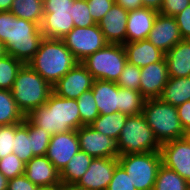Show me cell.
I'll list each match as a JSON object with an SVG mask.
<instances>
[{"mask_svg":"<svg viewBox=\"0 0 190 190\" xmlns=\"http://www.w3.org/2000/svg\"><path fill=\"white\" fill-rule=\"evenodd\" d=\"M91 90L100 115L118 112L119 86L116 82L94 80Z\"/></svg>","mask_w":190,"mask_h":190,"instance_id":"cell-21","label":"cell"},{"mask_svg":"<svg viewBox=\"0 0 190 190\" xmlns=\"http://www.w3.org/2000/svg\"><path fill=\"white\" fill-rule=\"evenodd\" d=\"M128 115L122 112H114L107 115H99L91 124L90 126L104 134L113 138L114 140L119 139L120 132L125 125Z\"/></svg>","mask_w":190,"mask_h":190,"instance_id":"cell-27","label":"cell"},{"mask_svg":"<svg viewBox=\"0 0 190 190\" xmlns=\"http://www.w3.org/2000/svg\"><path fill=\"white\" fill-rule=\"evenodd\" d=\"M9 180L0 172V190H8Z\"/></svg>","mask_w":190,"mask_h":190,"instance_id":"cell-50","label":"cell"},{"mask_svg":"<svg viewBox=\"0 0 190 190\" xmlns=\"http://www.w3.org/2000/svg\"><path fill=\"white\" fill-rule=\"evenodd\" d=\"M184 138L186 139V141H187V142L189 143V145H190V130L185 132Z\"/></svg>","mask_w":190,"mask_h":190,"instance_id":"cell-53","label":"cell"},{"mask_svg":"<svg viewBox=\"0 0 190 190\" xmlns=\"http://www.w3.org/2000/svg\"><path fill=\"white\" fill-rule=\"evenodd\" d=\"M13 0H0V11H10Z\"/></svg>","mask_w":190,"mask_h":190,"instance_id":"cell-49","label":"cell"},{"mask_svg":"<svg viewBox=\"0 0 190 190\" xmlns=\"http://www.w3.org/2000/svg\"><path fill=\"white\" fill-rule=\"evenodd\" d=\"M127 62L142 68L149 64L162 61L165 53L155 47L148 39L123 44Z\"/></svg>","mask_w":190,"mask_h":190,"instance_id":"cell-20","label":"cell"},{"mask_svg":"<svg viewBox=\"0 0 190 190\" xmlns=\"http://www.w3.org/2000/svg\"><path fill=\"white\" fill-rule=\"evenodd\" d=\"M189 5L190 0H163L159 14L174 17Z\"/></svg>","mask_w":190,"mask_h":190,"instance_id":"cell-42","label":"cell"},{"mask_svg":"<svg viewBox=\"0 0 190 190\" xmlns=\"http://www.w3.org/2000/svg\"><path fill=\"white\" fill-rule=\"evenodd\" d=\"M15 124L0 127V159L13 153Z\"/></svg>","mask_w":190,"mask_h":190,"instance_id":"cell-39","label":"cell"},{"mask_svg":"<svg viewBox=\"0 0 190 190\" xmlns=\"http://www.w3.org/2000/svg\"><path fill=\"white\" fill-rule=\"evenodd\" d=\"M128 11L114 3L112 8L99 21L98 26L104 34L105 40L111 44L126 43V23Z\"/></svg>","mask_w":190,"mask_h":190,"instance_id":"cell-17","label":"cell"},{"mask_svg":"<svg viewBox=\"0 0 190 190\" xmlns=\"http://www.w3.org/2000/svg\"><path fill=\"white\" fill-rule=\"evenodd\" d=\"M13 153L25 164L34 157L31 150V121L26 116L22 123L15 124Z\"/></svg>","mask_w":190,"mask_h":190,"instance_id":"cell-26","label":"cell"},{"mask_svg":"<svg viewBox=\"0 0 190 190\" xmlns=\"http://www.w3.org/2000/svg\"><path fill=\"white\" fill-rule=\"evenodd\" d=\"M142 114L160 144L184 138L185 131L175 106L163 102L160 98L146 99Z\"/></svg>","mask_w":190,"mask_h":190,"instance_id":"cell-5","label":"cell"},{"mask_svg":"<svg viewBox=\"0 0 190 190\" xmlns=\"http://www.w3.org/2000/svg\"><path fill=\"white\" fill-rule=\"evenodd\" d=\"M145 100L140 91L119 87L118 112L128 116L142 114Z\"/></svg>","mask_w":190,"mask_h":190,"instance_id":"cell-30","label":"cell"},{"mask_svg":"<svg viewBox=\"0 0 190 190\" xmlns=\"http://www.w3.org/2000/svg\"><path fill=\"white\" fill-rule=\"evenodd\" d=\"M160 99L175 107L190 100V76L169 77Z\"/></svg>","mask_w":190,"mask_h":190,"instance_id":"cell-24","label":"cell"},{"mask_svg":"<svg viewBox=\"0 0 190 190\" xmlns=\"http://www.w3.org/2000/svg\"><path fill=\"white\" fill-rule=\"evenodd\" d=\"M62 190H90L85 187H81L78 184H65L62 183Z\"/></svg>","mask_w":190,"mask_h":190,"instance_id":"cell-48","label":"cell"},{"mask_svg":"<svg viewBox=\"0 0 190 190\" xmlns=\"http://www.w3.org/2000/svg\"><path fill=\"white\" fill-rule=\"evenodd\" d=\"M52 134L31 122V150L33 156H45Z\"/></svg>","mask_w":190,"mask_h":190,"instance_id":"cell-34","label":"cell"},{"mask_svg":"<svg viewBox=\"0 0 190 190\" xmlns=\"http://www.w3.org/2000/svg\"><path fill=\"white\" fill-rule=\"evenodd\" d=\"M81 126H89L100 114L92 90L82 93L77 99Z\"/></svg>","mask_w":190,"mask_h":190,"instance_id":"cell-33","label":"cell"},{"mask_svg":"<svg viewBox=\"0 0 190 190\" xmlns=\"http://www.w3.org/2000/svg\"><path fill=\"white\" fill-rule=\"evenodd\" d=\"M0 172L8 179L25 174V163L16 154H9L0 159Z\"/></svg>","mask_w":190,"mask_h":190,"instance_id":"cell-36","label":"cell"},{"mask_svg":"<svg viewBox=\"0 0 190 190\" xmlns=\"http://www.w3.org/2000/svg\"><path fill=\"white\" fill-rule=\"evenodd\" d=\"M77 137L80 150L93 158H114L119 156L117 141L97 132L90 125L81 126L77 130Z\"/></svg>","mask_w":190,"mask_h":190,"instance_id":"cell-11","label":"cell"},{"mask_svg":"<svg viewBox=\"0 0 190 190\" xmlns=\"http://www.w3.org/2000/svg\"><path fill=\"white\" fill-rule=\"evenodd\" d=\"M140 75L141 69L127 62L116 84L121 88L140 91Z\"/></svg>","mask_w":190,"mask_h":190,"instance_id":"cell-35","label":"cell"},{"mask_svg":"<svg viewBox=\"0 0 190 190\" xmlns=\"http://www.w3.org/2000/svg\"><path fill=\"white\" fill-rule=\"evenodd\" d=\"M24 114L18 109L11 90L0 89V126L19 124Z\"/></svg>","mask_w":190,"mask_h":190,"instance_id":"cell-29","label":"cell"},{"mask_svg":"<svg viewBox=\"0 0 190 190\" xmlns=\"http://www.w3.org/2000/svg\"><path fill=\"white\" fill-rule=\"evenodd\" d=\"M158 13V11L146 7L128 11L126 42L147 39Z\"/></svg>","mask_w":190,"mask_h":190,"instance_id":"cell-18","label":"cell"},{"mask_svg":"<svg viewBox=\"0 0 190 190\" xmlns=\"http://www.w3.org/2000/svg\"><path fill=\"white\" fill-rule=\"evenodd\" d=\"M163 0H142V7L151 8L160 11Z\"/></svg>","mask_w":190,"mask_h":190,"instance_id":"cell-47","label":"cell"},{"mask_svg":"<svg viewBox=\"0 0 190 190\" xmlns=\"http://www.w3.org/2000/svg\"><path fill=\"white\" fill-rule=\"evenodd\" d=\"M180 124L183 130H190V100L176 107Z\"/></svg>","mask_w":190,"mask_h":190,"instance_id":"cell-45","label":"cell"},{"mask_svg":"<svg viewBox=\"0 0 190 190\" xmlns=\"http://www.w3.org/2000/svg\"><path fill=\"white\" fill-rule=\"evenodd\" d=\"M93 157L79 150L60 172V180L65 184H77L87 171Z\"/></svg>","mask_w":190,"mask_h":190,"instance_id":"cell-25","label":"cell"},{"mask_svg":"<svg viewBox=\"0 0 190 190\" xmlns=\"http://www.w3.org/2000/svg\"><path fill=\"white\" fill-rule=\"evenodd\" d=\"M162 164L177 172L190 184V145L185 138L161 144Z\"/></svg>","mask_w":190,"mask_h":190,"instance_id":"cell-12","label":"cell"},{"mask_svg":"<svg viewBox=\"0 0 190 190\" xmlns=\"http://www.w3.org/2000/svg\"><path fill=\"white\" fill-rule=\"evenodd\" d=\"M6 55V49L4 44L0 41V58Z\"/></svg>","mask_w":190,"mask_h":190,"instance_id":"cell-52","label":"cell"},{"mask_svg":"<svg viewBox=\"0 0 190 190\" xmlns=\"http://www.w3.org/2000/svg\"><path fill=\"white\" fill-rule=\"evenodd\" d=\"M43 38L37 23L18 18L10 11H0V41L6 54L27 64Z\"/></svg>","mask_w":190,"mask_h":190,"instance_id":"cell-1","label":"cell"},{"mask_svg":"<svg viewBox=\"0 0 190 190\" xmlns=\"http://www.w3.org/2000/svg\"><path fill=\"white\" fill-rule=\"evenodd\" d=\"M182 39H190V5L174 16Z\"/></svg>","mask_w":190,"mask_h":190,"instance_id":"cell-43","label":"cell"},{"mask_svg":"<svg viewBox=\"0 0 190 190\" xmlns=\"http://www.w3.org/2000/svg\"><path fill=\"white\" fill-rule=\"evenodd\" d=\"M107 190H137L133 185L128 173L118 163L116 165L112 180L109 183Z\"/></svg>","mask_w":190,"mask_h":190,"instance_id":"cell-38","label":"cell"},{"mask_svg":"<svg viewBox=\"0 0 190 190\" xmlns=\"http://www.w3.org/2000/svg\"><path fill=\"white\" fill-rule=\"evenodd\" d=\"M62 40L78 62H82L108 44L98 24L74 27Z\"/></svg>","mask_w":190,"mask_h":190,"instance_id":"cell-9","label":"cell"},{"mask_svg":"<svg viewBox=\"0 0 190 190\" xmlns=\"http://www.w3.org/2000/svg\"><path fill=\"white\" fill-rule=\"evenodd\" d=\"M117 164L118 157L93 158L77 184L90 190H107Z\"/></svg>","mask_w":190,"mask_h":190,"instance_id":"cell-14","label":"cell"},{"mask_svg":"<svg viewBox=\"0 0 190 190\" xmlns=\"http://www.w3.org/2000/svg\"><path fill=\"white\" fill-rule=\"evenodd\" d=\"M10 12L40 26L44 14L43 0H13Z\"/></svg>","mask_w":190,"mask_h":190,"instance_id":"cell-28","label":"cell"},{"mask_svg":"<svg viewBox=\"0 0 190 190\" xmlns=\"http://www.w3.org/2000/svg\"><path fill=\"white\" fill-rule=\"evenodd\" d=\"M169 77L190 76V39H182L165 53Z\"/></svg>","mask_w":190,"mask_h":190,"instance_id":"cell-22","label":"cell"},{"mask_svg":"<svg viewBox=\"0 0 190 190\" xmlns=\"http://www.w3.org/2000/svg\"><path fill=\"white\" fill-rule=\"evenodd\" d=\"M39 187L32 183L25 174L16 176L8 182V190H38Z\"/></svg>","mask_w":190,"mask_h":190,"instance_id":"cell-44","label":"cell"},{"mask_svg":"<svg viewBox=\"0 0 190 190\" xmlns=\"http://www.w3.org/2000/svg\"><path fill=\"white\" fill-rule=\"evenodd\" d=\"M89 12L95 23L105 16V14L112 8L115 0H86Z\"/></svg>","mask_w":190,"mask_h":190,"instance_id":"cell-40","label":"cell"},{"mask_svg":"<svg viewBox=\"0 0 190 190\" xmlns=\"http://www.w3.org/2000/svg\"><path fill=\"white\" fill-rule=\"evenodd\" d=\"M74 27H88L95 25L86 0H74L71 13Z\"/></svg>","mask_w":190,"mask_h":190,"instance_id":"cell-37","label":"cell"},{"mask_svg":"<svg viewBox=\"0 0 190 190\" xmlns=\"http://www.w3.org/2000/svg\"><path fill=\"white\" fill-rule=\"evenodd\" d=\"M38 190H62V182L51 186L39 187Z\"/></svg>","mask_w":190,"mask_h":190,"instance_id":"cell-51","label":"cell"},{"mask_svg":"<svg viewBox=\"0 0 190 190\" xmlns=\"http://www.w3.org/2000/svg\"><path fill=\"white\" fill-rule=\"evenodd\" d=\"M115 3L127 11L142 8V0H115Z\"/></svg>","mask_w":190,"mask_h":190,"instance_id":"cell-46","label":"cell"},{"mask_svg":"<svg viewBox=\"0 0 190 190\" xmlns=\"http://www.w3.org/2000/svg\"><path fill=\"white\" fill-rule=\"evenodd\" d=\"M23 65V62L9 54L0 58V89H12L16 76Z\"/></svg>","mask_w":190,"mask_h":190,"instance_id":"cell-32","label":"cell"},{"mask_svg":"<svg viewBox=\"0 0 190 190\" xmlns=\"http://www.w3.org/2000/svg\"><path fill=\"white\" fill-rule=\"evenodd\" d=\"M189 185L177 172L162 164L158 170L153 190H186Z\"/></svg>","mask_w":190,"mask_h":190,"instance_id":"cell-31","label":"cell"},{"mask_svg":"<svg viewBox=\"0 0 190 190\" xmlns=\"http://www.w3.org/2000/svg\"><path fill=\"white\" fill-rule=\"evenodd\" d=\"M26 177L38 187L61 183L60 172L46 156H36L25 164Z\"/></svg>","mask_w":190,"mask_h":190,"instance_id":"cell-19","label":"cell"},{"mask_svg":"<svg viewBox=\"0 0 190 190\" xmlns=\"http://www.w3.org/2000/svg\"><path fill=\"white\" fill-rule=\"evenodd\" d=\"M52 92V86L28 64L21 67L11 89L16 105L24 116L44 105Z\"/></svg>","mask_w":190,"mask_h":190,"instance_id":"cell-4","label":"cell"},{"mask_svg":"<svg viewBox=\"0 0 190 190\" xmlns=\"http://www.w3.org/2000/svg\"><path fill=\"white\" fill-rule=\"evenodd\" d=\"M147 39L163 53H167L182 37L175 18L158 13Z\"/></svg>","mask_w":190,"mask_h":190,"instance_id":"cell-15","label":"cell"},{"mask_svg":"<svg viewBox=\"0 0 190 190\" xmlns=\"http://www.w3.org/2000/svg\"><path fill=\"white\" fill-rule=\"evenodd\" d=\"M26 117L35 126L52 135L78 130L81 127L77 100L59 97L53 92L44 105L33 109Z\"/></svg>","mask_w":190,"mask_h":190,"instance_id":"cell-2","label":"cell"},{"mask_svg":"<svg viewBox=\"0 0 190 190\" xmlns=\"http://www.w3.org/2000/svg\"><path fill=\"white\" fill-rule=\"evenodd\" d=\"M80 150L77 130L51 136L46 157L61 172L70 159Z\"/></svg>","mask_w":190,"mask_h":190,"instance_id":"cell-13","label":"cell"},{"mask_svg":"<svg viewBox=\"0 0 190 190\" xmlns=\"http://www.w3.org/2000/svg\"><path fill=\"white\" fill-rule=\"evenodd\" d=\"M119 155L160 151L161 144L155 138L143 114L128 116L117 140Z\"/></svg>","mask_w":190,"mask_h":190,"instance_id":"cell-6","label":"cell"},{"mask_svg":"<svg viewBox=\"0 0 190 190\" xmlns=\"http://www.w3.org/2000/svg\"><path fill=\"white\" fill-rule=\"evenodd\" d=\"M77 63L62 39L43 38L38 51L27 64L53 86Z\"/></svg>","mask_w":190,"mask_h":190,"instance_id":"cell-3","label":"cell"},{"mask_svg":"<svg viewBox=\"0 0 190 190\" xmlns=\"http://www.w3.org/2000/svg\"><path fill=\"white\" fill-rule=\"evenodd\" d=\"M94 80L87 68L78 62L52 86V90L59 97L76 100L82 93L91 90Z\"/></svg>","mask_w":190,"mask_h":190,"instance_id":"cell-10","label":"cell"},{"mask_svg":"<svg viewBox=\"0 0 190 190\" xmlns=\"http://www.w3.org/2000/svg\"><path fill=\"white\" fill-rule=\"evenodd\" d=\"M95 80L117 82L127 63L123 44L108 43L81 62Z\"/></svg>","mask_w":190,"mask_h":190,"instance_id":"cell-8","label":"cell"},{"mask_svg":"<svg viewBox=\"0 0 190 190\" xmlns=\"http://www.w3.org/2000/svg\"><path fill=\"white\" fill-rule=\"evenodd\" d=\"M118 163L137 190H153L162 156L160 151L119 155Z\"/></svg>","mask_w":190,"mask_h":190,"instance_id":"cell-7","label":"cell"},{"mask_svg":"<svg viewBox=\"0 0 190 190\" xmlns=\"http://www.w3.org/2000/svg\"><path fill=\"white\" fill-rule=\"evenodd\" d=\"M140 69V92L142 96L145 99L160 98L169 78L166 59Z\"/></svg>","mask_w":190,"mask_h":190,"instance_id":"cell-16","label":"cell"},{"mask_svg":"<svg viewBox=\"0 0 190 190\" xmlns=\"http://www.w3.org/2000/svg\"><path fill=\"white\" fill-rule=\"evenodd\" d=\"M74 0H43L44 13L70 14Z\"/></svg>","mask_w":190,"mask_h":190,"instance_id":"cell-41","label":"cell"},{"mask_svg":"<svg viewBox=\"0 0 190 190\" xmlns=\"http://www.w3.org/2000/svg\"><path fill=\"white\" fill-rule=\"evenodd\" d=\"M74 28V22L70 14L44 13L40 25L44 38L62 39Z\"/></svg>","mask_w":190,"mask_h":190,"instance_id":"cell-23","label":"cell"}]
</instances>
